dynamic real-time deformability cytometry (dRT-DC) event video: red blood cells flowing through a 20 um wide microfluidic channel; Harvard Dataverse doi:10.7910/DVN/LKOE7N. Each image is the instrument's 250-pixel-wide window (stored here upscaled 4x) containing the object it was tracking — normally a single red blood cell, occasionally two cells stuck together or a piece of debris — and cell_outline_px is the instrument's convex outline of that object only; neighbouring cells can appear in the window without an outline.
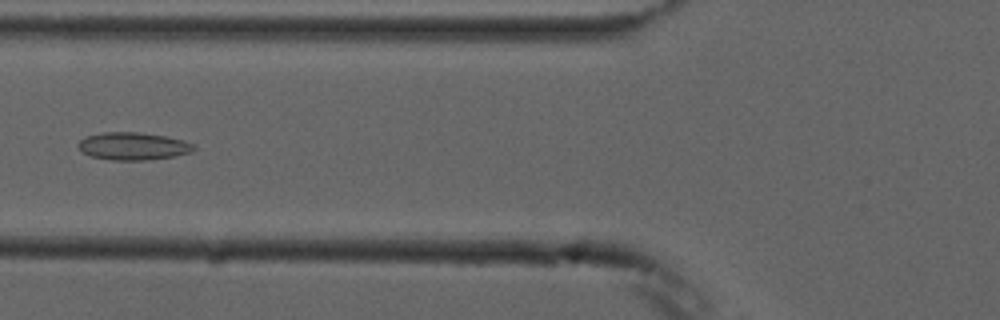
{"species": "common noctule bat (a hibernating species)", "species_latin": "Nyctalus noctula", "temperature_condition": "cold", "stored_images_in_passage": 8, "camera_frame_rate_fps": 3000, "um_per_image_px": 0.085, "animal": {"sex": "male", "forearm_length_mm": 52.5}, "frame": {"image": 1, "passage_image": 5, "time_ms": 5.667, "image_size_px": [1000, 320], "cell_outline_px": [[196, 148], [192, 152], [172, 156], [144, 160], [112, 160], [92, 156], [84, 152], [76, 144], [80, 140], [88, 136], [104, 132], [136, 132], [164, 136], [184, 140], [196, 144]], "centroid_in_image_um": [11.35, 12.42], "position_along_channel_um": 114.5, "area_um2": 18.38}}
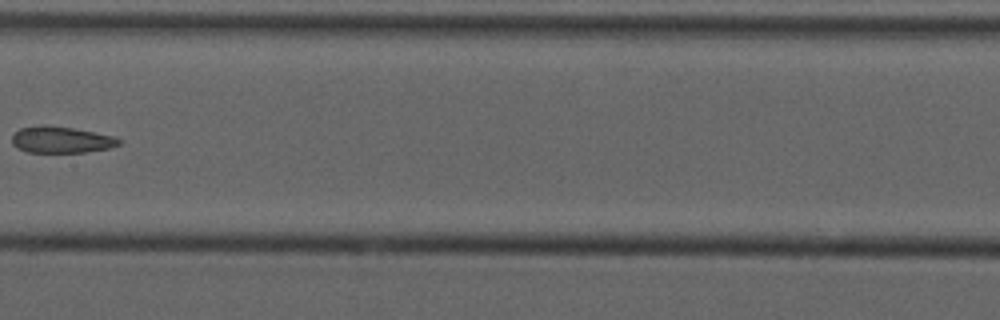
{"frame": {"image": 2, "passage_image": 7, "time_ms": 8.0, "image_size_px": [1000, 320], "cell_outline_px": [[120, 144], [108, 148], [84, 152], [28, 152], [12, 144], [12, 136], [20, 128], [44, 124], [48, 124], [72, 128], [112, 136], [120, 140]], "centroid_in_image_um": [5.16, 11.87], "position_along_channel_um": 202.2, "area_um2": 16.24}}
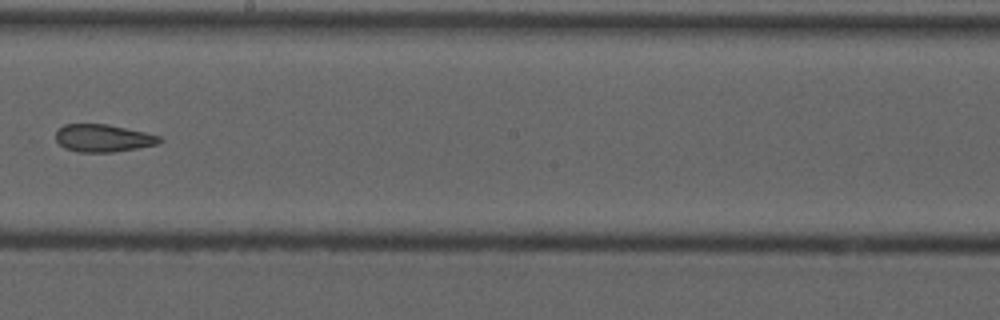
{"frame": {"image": 3, "passage_image": 8, "time_ms": 9.0, "image_size_px": [1000, 320], "cell_outline_px": [[164, 140], [156, 144], [136, 148], [112, 152], [80, 152], [64, 148], [56, 140], [56, 132], [64, 124], [108, 124], [144, 132], [160, 136]], "centroid_in_image_um": [8.75, 11.74], "position_along_channel_um": 239.4, "area_um2": 16.53}}